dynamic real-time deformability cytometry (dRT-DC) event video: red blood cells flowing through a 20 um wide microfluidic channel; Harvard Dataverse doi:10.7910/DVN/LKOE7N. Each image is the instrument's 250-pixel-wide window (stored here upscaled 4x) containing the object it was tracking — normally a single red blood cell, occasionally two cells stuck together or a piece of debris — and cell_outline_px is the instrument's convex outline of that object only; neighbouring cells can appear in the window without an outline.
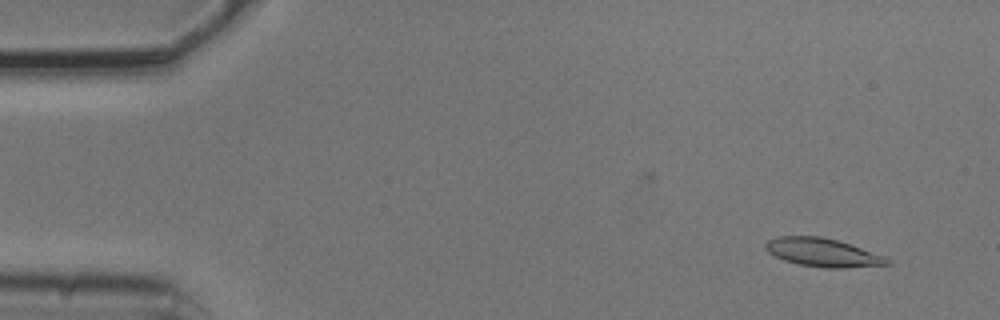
{"species": "common noctule bat (a hibernating species)", "species_latin": "Nyctalus noctula", "temperature_condition": "cold", "stored_images_in_passage": 6, "camera_frame_rate_fps": 3000, "um_per_image_px": 0.085, "animal": {"sex": "male", "body_mass_g": 20.5, "forearm_length_mm": 52.5}, "frame": {"image": 1, "passage_image": 1, "time_ms": 0.0, "image_size_px": [1000, 320], "cell_outline_px": [[892, 264], [840, 268], [828, 268], [800, 264], [784, 260], [768, 252], [764, 248], [764, 244], [768, 240], [776, 236], [820, 236], [836, 240], [884, 256], [892, 260]], "centroid_in_image_um": [69.9, 21.46], "position_along_channel_um": 15.1, "area_um2": 19.88}}
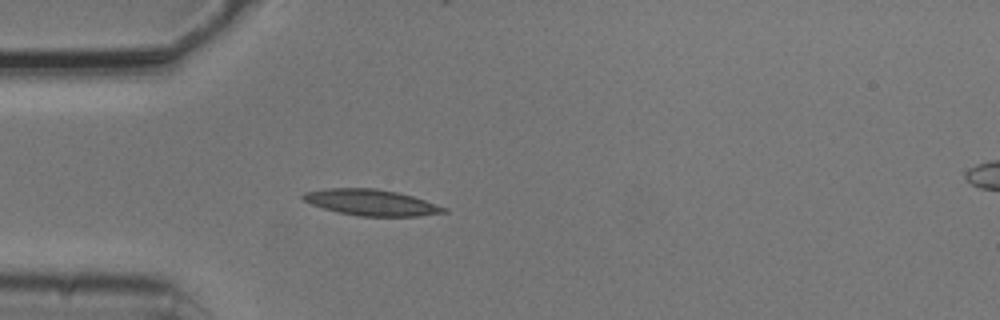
{"frame": {"image": 2, "passage_image": 4, "time_ms": 1.0, "image_size_px": [1000, 320], "cell_outline_px": [[448, 212], [416, 216], [360, 216], [340, 212], [324, 208], [312, 204], [304, 200], [300, 196], [304, 192], [328, 188], [376, 188], [396, 192], [412, 196], [448, 208]], "centroid_in_image_um": [31.56, 17.2], "position_along_channel_um": 53.4, "area_um2": 21.15}}